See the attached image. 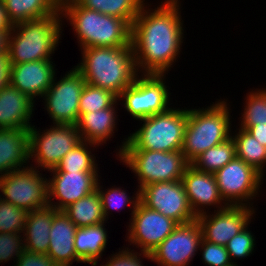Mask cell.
<instances>
[{"label":"cell","instance_id":"cell-3","mask_svg":"<svg viewBox=\"0 0 266 266\" xmlns=\"http://www.w3.org/2000/svg\"><path fill=\"white\" fill-rule=\"evenodd\" d=\"M59 10L73 26L81 49L131 46V26L125 20L87 9L75 0H60Z\"/></svg>","mask_w":266,"mask_h":266},{"label":"cell","instance_id":"cell-16","mask_svg":"<svg viewBox=\"0 0 266 266\" xmlns=\"http://www.w3.org/2000/svg\"><path fill=\"white\" fill-rule=\"evenodd\" d=\"M254 208L249 206H227L215 210V214H201L197 221L202 229V238L208 242L225 246L234 236L250 224Z\"/></svg>","mask_w":266,"mask_h":266},{"label":"cell","instance_id":"cell-43","mask_svg":"<svg viewBox=\"0 0 266 266\" xmlns=\"http://www.w3.org/2000/svg\"><path fill=\"white\" fill-rule=\"evenodd\" d=\"M13 24L7 16L3 1L0 2V30H12Z\"/></svg>","mask_w":266,"mask_h":266},{"label":"cell","instance_id":"cell-19","mask_svg":"<svg viewBox=\"0 0 266 266\" xmlns=\"http://www.w3.org/2000/svg\"><path fill=\"white\" fill-rule=\"evenodd\" d=\"M51 60H39L11 65L10 84L27 95L32 101L49 89L56 76Z\"/></svg>","mask_w":266,"mask_h":266},{"label":"cell","instance_id":"cell-31","mask_svg":"<svg viewBox=\"0 0 266 266\" xmlns=\"http://www.w3.org/2000/svg\"><path fill=\"white\" fill-rule=\"evenodd\" d=\"M90 147H97L94 143L81 141L61 159L54 172H99Z\"/></svg>","mask_w":266,"mask_h":266},{"label":"cell","instance_id":"cell-30","mask_svg":"<svg viewBox=\"0 0 266 266\" xmlns=\"http://www.w3.org/2000/svg\"><path fill=\"white\" fill-rule=\"evenodd\" d=\"M236 156L235 142L232 137L225 142L209 148L197 156L190 164L196 169L215 173Z\"/></svg>","mask_w":266,"mask_h":266},{"label":"cell","instance_id":"cell-37","mask_svg":"<svg viewBox=\"0 0 266 266\" xmlns=\"http://www.w3.org/2000/svg\"><path fill=\"white\" fill-rule=\"evenodd\" d=\"M202 260L208 266H235L230 260L229 253L225 246L208 242L202 238L200 246Z\"/></svg>","mask_w":266,"mask_h":266},{"label":"cell","instance_id":"cell-33","mask_svg":"<svg viewBox=\"0 0 266 266\" xmlns=\"http://www.w3.org/2000/svg\"><path fill=\"white\" fill-rule=\"evenodd\" d=\"M100 180H98L97 183V187L96 189L99 192L100 198H101V202H102V208H103V214L104 217L106 219V221L108 220V216H109V212L111 210H119L122 209L123 206H127L128 205H132V213L135 211L137 204L140 201V191L138 190L135 194V197L128 196L126 194V190H122V188H118L115 186L113 188H108L106 190L108 191H104L102 190V186H100Z\"/></svg>","mask_w":266,"mask_h":266},{"label":"cell","instance_id":"cell-34","mask_svg":"<svg viewBox=\"0 0 266 266\" xmlns=\"http://www.w3.org/2000/svg\"><path fill=\"white\" fill-rule=\"evenodd\" d=\"M240 126L266 125V88L246 95Z\"/></svg>","mask_w":266,"mask_h":266},{"label":"cell","instance_id":"cell-26","mask_svg":"<svg viewBox=\"0 0 266 266\" xmlns=\"http://www.w3.org/2000/svg\"><path fill=\"white\" fill-rule=\"evenodd\" d=\"M77 228L94 226L106 222L98 190L68 205L62 210Z\"/></svg>","mask_w":266,"mask_h":266},{"label":"cell","instance_id":"cell-42","mask_svg":"<svg viewBox=\"0 0 266 266\" xmlns=\"http://www.w3.org/2000/svg\"><path fill=\"white\" fill-rule=\"evenodd\" d=\"M239 128L246 129L260 144L266 147V125L241 126Z\"/></svg>","mask_w":266,"mask_h":266},{"label":"cell","instance_id":"cell-41","mask_svg":"<svg viewBox=\"0 0 266 266\" xmlns=\"http://www.w3.org/2000/svg\"><path fill=\"white\" fill-rule=\"evenodd\" d=\"M11 63L8 55H0V90L10 84Z\"/></svg>","mask_w":266,"mask_h":266},{"label":"cell","instance_id":"cell-7","mask_svg":"<svg viewBox=\"0 0 266 266\" xmlns=\"http://www.w3.org/2000/svg\"><path fill=\"white\" fill-rule=\"evenodd\" d=\"M118 157L137 175L139 191L151 183L182 180L190 164L182 150H123Z\"/></svg>","mask_w":266,"mask_h":266},{"label":"cell","instance_id":"cell-36","mask_svg":"<svg viewBox=\"0 0 266 266\" xmlns=\"http://www.w3.org/2000/svg\"><path fill=\"white\" fill-rule=\"evenodd\" d=\"M253 236L254 235L251 231L248 230L247 225L236 236L227 242L225 247L233 265H237L236 262L234 263V258L241 259L252 254L255 246V237Z\"/></svg>","mask_w":266,"mask_h":266},{"label":"cell","instance_id":"cell-44","mask_svg":"<svg viewBox=\"0 0 266 266\" xmlns=\"http://www.w3.org/2000/svg\"><path fill=\"white\" fill-rule=\"evenodd\" d=\"M11 30H0V55H8V40Z\"/></svg>","mask_w":266,"mask_h":266},{"label":"cell","instance_id":"cell-9","mask_svg":"<svg viewBox=\"0 0 266 266\" xmlns=\"http://www.w3.org/2000/svg\"><path fill=\"white\" fill-rule=\"evenodd\" d=\"M40 132V133H39ZM82 141L76 125L54 124L44 132L29 129V158L45 171L57 167L65 154Z\"/></svg>","mask_w":266,"mask_h":266},{"label":"cell","instance_id":"cell-17","mask_svg":"<svg viewBox=\"0 0 266 266\" xmlns=\"http://www.w3.org/2000/svg\"><path fill=\"white\" fill-rule=\"evenodd\" d=\"M48 180V204L57 211L85 197L96 190L98 172H54ZM56 198L57 202H51ZM59 202V203H58ZM54 204V205H53Z\"/></svg>","mask_w":266,"mask_h":266},{"label":"cell","instance_id":"cell-24","mask_svg":"<svg viewBox=\"0 0 266 266\" xmlns=\"http://www.w3.org/2000/svg\"><path fill=\"white\" fill-rule=\"evenodd\" d=\"M56 212L57 210L49 205L28 212L23 231L25 250L47 254L51 224Z\"/></svg>","mask_w":266,"mask_h":266},{"label":"cell","instance_id":"cell-32","mask_svg":"<svg viewBox=\"0 0 266 266\" xmlns=\"http://www.w3.org/2000/svg\"><path fill=\"white\" fill-rule=\"evenodd\" d=\"M118 97L111 91L86 83L79 100V116L110 107Z\"/></svg>","mask_w":266,"mask_h":266},{"label":"cell","instance_id":"cell-14","mask_svg":"<svg viewBox=\"0 0 266 266\" xmlns=\"http://www.w3.org/2000/svg\"><path fill=\"white\" fill-rule=\"evenodd\" d=\"M202 229L196 220L179 224L150 254L158 266H189L200 250Z\"/></svg>","mask_w":266,"mask_h":266},{"label":"cell","instance_id":"cell-23","mask_svg":"<svg viewBox=\"0 0 266 266\" xmlns=\"http://www.w3.org/2000/svg\"><path fill=\"white\" fill-rule=\"evenodd\" d=\"M117 100L108 108L79 116L76 127L83 141L103 145L113 135L116 126ZM111 136V137H110Z\"/></svg>","mask_w":266,"mask_h":266},{"label":"cell","instance_id":"cell-8","mask_svg":"<svg viewBox=\"0 0 266 266\" xmlns=\"http://www.w3.org/2000/svg\"><path fill=\"white\" fill-rule=\"evenodd\" d=\"M165 74H141L121 92L118 101L122 100L124 108L136 120L169 110V92L165 85ZM124 99V100H123Z\"/></svg>","mask_w":266,"mask_h":266},{"label":"cell","instance_id":"cell-29","mask_svg":"<svg viewBox=\"0 0 266 266\" xmlns=\"http://www.w3.org/2000/svg\"><path fill=\"white\" fill-rule=\"evenodd\" d=\"M238 130L235 136H231L235 142L236 156L265 177L266 147L260 144L246 129L239 128Z\"/></svg>","mask_w":266,"mask_h":266},{"label":"cell","instance_id":"cell-22","mask_svg":"<svg viewBox=\"0 0 266 266\" xmlns=\"http://www.w3.org/2000/svg\"><path fill=\"white\" fill-rule=\"evenodd\" d=\"M29 160V129H0V176L26 168Z\"/></svg>","mask_w":266,"mask_h":266},{"label":"cell","instance_id":"cell-28","mask_svg":"<svg viewBox=\"0 0 266 266\" xmlns=\"http://www.w3.org/2000/svg\"><path fill=\"white\" fill-rule=\"evenodd\" d=\"M80 6L125 20L130 26L145 0H75Z\"/></svg>","mask_w":266,"mask_h":266},{"label":"cell","instance_id":"cell-21","mask_svg":"<svg viewBox=\"0 0 266 266\" xmlns=\"http://www.w3.org/2000/svg\"><path fill=\"white\" fill-rule=\"evenodd\" d=\"M76 229L77 226L63 211L54 214L47 255L59 266H70L74 261L83 262L74 249Z\"/></svg>","mask_w":266,"mask_h":266},{"label":"cell","instance_id":"cell-38","mask_svg":"<svg viewBox=\"0 0 266 266\" xmlns=\"http://www.w3.org/2000/svg\"><path fill=\"white\" fill-rule=\"evenodd\" d=\"M24 238L20 233H1L0 232V263L7 262L11 258L16 260L25 250ZM22 241V242H21ZM16 256V257H14Z\"/></svg>","mask_w":266,"mask_h":266},{"label":"cell","instance_id":"cell-2","mask_svg":"<svg viewBox=\"0 0 266 266\" xmlns=\"http://www.w3.org/2000/svg\"><path fill=\"white\" fill-rule=\"evenodd\" d=\"M81 51L82 62L74 67L86 83L109 90L117 97L138 76L132 46L89 47Z\"/></svg>","mask_w":266,"mask_h":266},{"label":"cell","instance_id":"cell-5","mask_svg":"<svg viewBox=\"0 0 266 266\" xmlns=\"http://www.w3.org/2000/svg\"><path fill=\"white\" fill-rule=\"evenodd\" d=\"M188 110L170 108L142 119L144 123L130 134L120 146L118 155L123 150H152L172 152L182 150Z\"/></svg>","mask_w":266,"mask_h":266},{"label":"cell","instance_id":"cell-4","mask_svg":"<svg viewBox=\"0 0 266 266\" xmlns=\"http://www.w3.org/2000/svg\"><path fill=\"white\" fill-rule=\"evenodd\" d=\"M60 10L43 18L13 25L8 40V57L11 65L51 60L62 33Z\"/></svg>","mask_w":266,"mask_h":266},{"label":"cell","instance_id":"cell-39","mask_svg":"<svg viewBox=\"0 0 266 266\" xmlns=\"http://www.w3.org/2000/svg\"><path fill=\"white\" fill-rule=\"evenodd\" d=\"M118 253V254H117ZM115 254H112L111 258L105 265L101 266H143L142 261L139 256L145 257L148 260H151L150 254L146 252H134L128 247L119 251Z\"/></svg>","mask_w":266,"mask_h":266},{"label":"cell","instance_id":"cell-20","mask_svg":"<svg viewBox=\"0 0 266 266\" xmlns=\"http://www.w3.org/2000/svg\"><path fill=\"white\" fill-rule=\"evenodd\" d=\"M34 101L8 84L0 90V129H30Z\"/></svg>","mask_w":266,"mask_h":266},{"label":"cell","instance_id":"cell-1","mask_svg":"<svg viewBox=\"0 0 266 266\" xmlns=\"http://www.w3.org/2000/svg\"><path fill=\"white\" fill-rule=\"evenodd\" d=\"M145 6L131 25L136 68L139 74L166 75L180 55L184 38L180 4L178 0H165L153 10Z\"/></svg>","mask_w":266,"mask_h":266},{"label":"cell","instance_id":"cell-6","mask_svg":"<svg viewBox=\"0 0 266 266\" xmlns=\"http://www.w3.org/2000/svg\"><path fill=\"white\" fill-rule=\"evenodd\" d=\"M227 106V102L219 100L205 109H188L182 152L189 163L231 137V115Z\"/></svg>","mask_w":266,"mask_h":266},{"label":"cell","instance_id":"cell-18","mask_svg":"<svg viewBox=\"0 0 266 266\" xmlns=\"http://www.w3.org/2000/svg\"><path fill=\"white\" fill-rule=\"evenodd\" d=\"M181 181L184 185L189 204L196 216L206 212L203 209L205 206L207 208L208 206L215 207L216 205V208L218 206L217 210H222L229 206L221 197L213 173L200 171L189 164L183 173Z\"/></svg>","mask_w":266,"mask_h":266},{"label":"cell","instance_id":"cell-11","mask_svg":"<svg viewBox=\"0 0 266 266\" xmlns=\"http://www.w3.org/2000/svg\"><path fill=\"white\" fill-rule=\"evenodd\" d=\"M214 176L222 199L230 206L251 207L249 201L256 197L264 179L237 156L215 172Z\"/></svg>","mask_w":266,"mask_h":266},{"label":"cell","instance_id":"cell-12","mask_svg":"<svg viewBox=\"0 0 266 266\" xmlns=\"http://www.w3.org/2000/svg\"><path fill=\"white\" fill-rule=\"evenodd\" d=\"M52 85L43 95L45 108L53 120V124L76 125L79 119V100L86 84L81 73L76 69L70 70Z\"/></svg>","mask_w":266,"mask_h":266},{"label":"cell","instance_id":"cell-35","mask_svg":"<svg viewBox=\"0 0 266 266\" xmlns=\"http://www.w3.org/2000/svg\"><path fill=\"white\" fill-rule=\"evenodd\" d=\"M28 212L0 198V232L23 233Z\"/></svg>","mask_w":266,"mask_h":266},{"label":"cell","instance_id":"cell-27","mask_svg":"<svg viewBox=\"0 0 266 266\" xmlns=\"http://www.w3.org/2000/svg\"><path fill=\"white\" fill-rule=\"evenodd\" d=\"M60 0H3L12 24L43 18L59 10Z\"/></svg>","mask_w":266,"mask_h":266},{"label":"cell","instance_id":"cell-15","mask_svg":"<svg viewBox=\"0 0 266 266\" xmlns=\"http://www.w3.org/2000/svg\"><path fill=\"white\" fill-rule=\"evenodd\" d=\"M130 220L128 242L149 254L179 225L173 219L146 207L141 201Z\"/></svg>","mask_w":266,"mask_h":266},{"label":"cell","instance_id":"cell-40","mask_svg":"<svg viewBox=\"0 0 266 266\" xmlns=\"http://www.w3.org/2000/svg\"><path fill=\"white\" fill-rule=\"evenodd\" d=\"M15 261V266H59L47 254H38L27 250H24Z\"/></svg>","mask_w":266,"mask_h":266},{"label":"cell","instance_id":"cell-25","mask_svg":"<svg viewBox=\"0 0 266 266\" xmlns=\"http://www.w3.org/2000/svg\"><path fill=\"white\" fill-rule=\"evenodd\" d=\"M105 222L88 227L77 228L74 237V249L76 255L83 261L93 266L97 265L98 259L106 248L107 230Z\"/></svg>","mask_w":266,"mask_h":266},{"label":"cell","instance_id":"cell-13","mask_svg":"<svg viewBox=\"0 0 266 266\" xmlns=\"http://www.w3.org/2000/svg\"><path fill=\"white\" fill-rule=\"evenodd\" d=\"M140 201L146 207L160 212L178 224H186L197 219L181 180L156 182L144 186L140 190Z\"/></svg>","mask_w":266,"mask_h":266},{"label":"cell","instance_id":"cell-10","mask_svg":"<svg viewBox=\"0 0 266 266\" xmlns=\"http://www.w3.org/2000/svg\"><path fill=\"white\" fill-rule=\"evenodd\" d=\"M32 166L0 176L1 199L27 212L49 205L48 179Z\"/></svg>","mask_w":266,"mask_h":266}]
</instances>
